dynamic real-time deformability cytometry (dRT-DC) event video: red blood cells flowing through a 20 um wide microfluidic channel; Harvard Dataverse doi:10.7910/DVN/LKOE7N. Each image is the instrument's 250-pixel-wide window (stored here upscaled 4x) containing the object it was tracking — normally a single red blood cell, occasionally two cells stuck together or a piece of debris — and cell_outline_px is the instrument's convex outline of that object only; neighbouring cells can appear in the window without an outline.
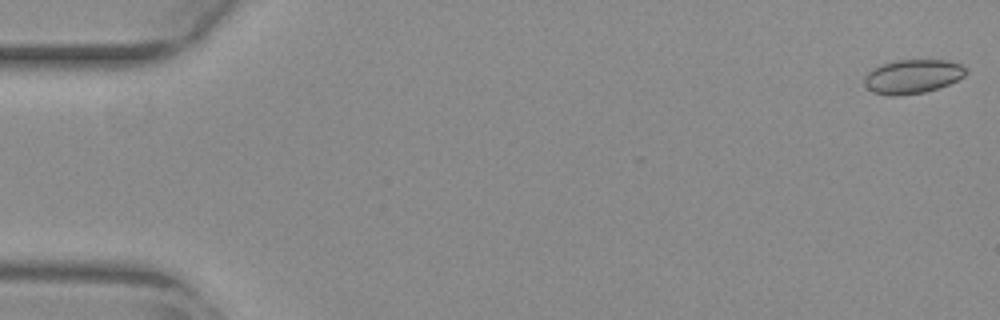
{"species": "common noctule bat (a hibernating species)", "species_latin": "Nyctalus noctula", "temperature_condition": "warm", "stored_images_in_passage": 54, "camera_frame_rate_fps": 3000, "um_per_image_px": 0.085, "animal": {"sex": "female", "body_mass_g": 29.2, "forearm_length_mm": 56.3}, "frame": {"image": 1, "passage_image": 1, "time_ms": 0.0, "image_size_px": [1000, 320], "cell_outline_px": [[964, 72], [956, 80], [948, 84], [936, 88], [920, 92], [876, 92], [868, 88], [868, 76], [876, 68], [888, 64], [904, 60], [940, 60], [956, 64], [964, 68]], "centroid_in_image_um": [77.65, 6.46], "position_along_channel_um": 7.3, "area_um2": 17.8}}
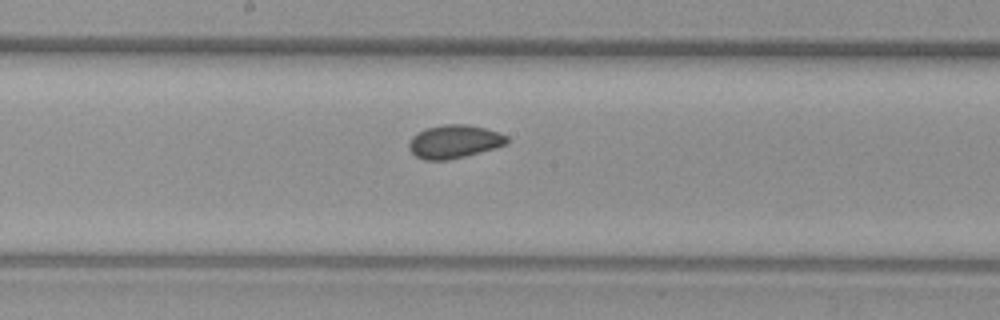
{"frame": {"image": 2, "passage_image": 29, "time_ms": 9.333, "image_size_px": [1000, 320], "cell_outline_px": [[508, 140], [504, 144], [492, 148], [444, 160], [428, 160], [416, 156], [412, 152], [412, 140], [420, 132], [428, 128], [452, 124], [460, 124], [484, 128], [496, 132], [504, 136]], "centroid_in_image_um": [38.61, 12.03], "position_along_channel_um": 209.6, "area_um2": 17.57}}
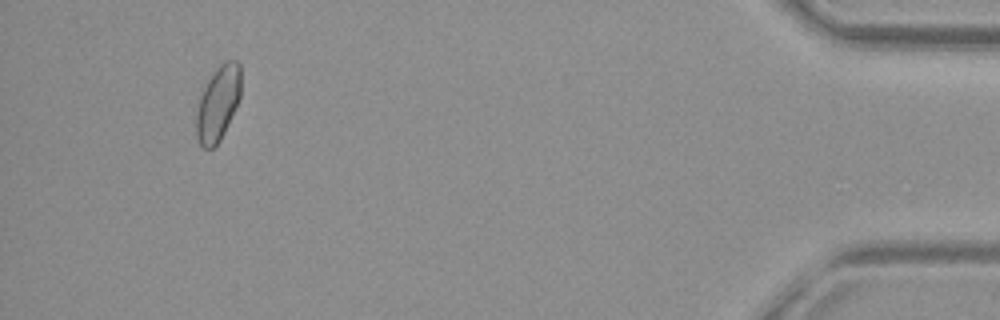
{"frame": {"image": 3, "passage_image": 51, "time_ms": 16.667, "image_size_px": [1000, 320], "cell_outline_px": [[240, 96], [220, 140], [212, 148], [204, 148], [200, 144], [196, 132], [196, 120], [200, 100], [212, 76], [228, 60], [236, 60], [240, 64]], "centroid_in_image_um": [18.55, 8.83], "position_along_channel_um": 416.7, "area_um2": 18.21}, "authors_computed_cell_mechanics": {"area_um2": 17.918, "velocity_mm_per_s": 3.8325, "shape_relaxation_time_tau1_ms": null, "shape_relaxation_time_tau2_ms": 1.4501, "deformation_change_tau1": null, "deformation_change_tau2": 0.0517}}